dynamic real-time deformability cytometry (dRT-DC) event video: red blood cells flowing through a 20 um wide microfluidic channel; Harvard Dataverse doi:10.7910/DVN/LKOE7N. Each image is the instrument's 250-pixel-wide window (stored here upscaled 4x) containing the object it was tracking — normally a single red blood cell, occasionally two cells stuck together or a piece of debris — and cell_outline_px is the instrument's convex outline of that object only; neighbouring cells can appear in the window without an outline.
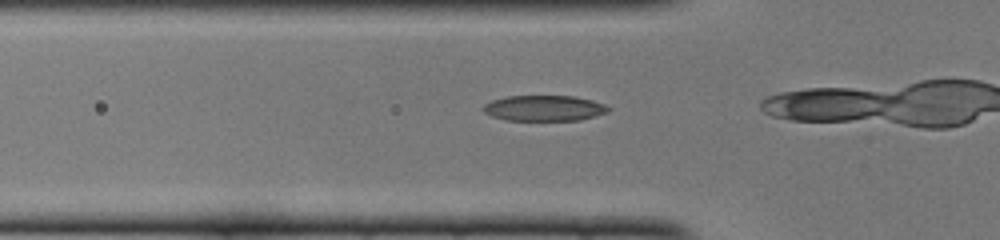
{"species": "common noctule bat (a hibernating species)", "species_latin": "Nyctalus noctula", "temperature_condition": "cold", "stored_images_in_passage": 16, "camera_frame_rate_fps": 3000, "um_per_image_px": 0.085, "animal": {"sex": "female", "body_mass_g": 22.0, "forearm_length_mm": 56.7}, "frame": {"image": 1, "passage_image": 11, "time_ms": 3.333, "image_size_px": [1000, 240], "cell_outline_px": [[612, 108], [608, 112], [580, 120], [504, 120], [492, 116], [484, 112], [484, 104], [492, 100], [508, 96], [572, 96], [592, 100], [604, 104]], "centroid_in_image_um": [46.27, 9.19], "position_along_channel_um": 79.5, "area_um2": 18.61}}